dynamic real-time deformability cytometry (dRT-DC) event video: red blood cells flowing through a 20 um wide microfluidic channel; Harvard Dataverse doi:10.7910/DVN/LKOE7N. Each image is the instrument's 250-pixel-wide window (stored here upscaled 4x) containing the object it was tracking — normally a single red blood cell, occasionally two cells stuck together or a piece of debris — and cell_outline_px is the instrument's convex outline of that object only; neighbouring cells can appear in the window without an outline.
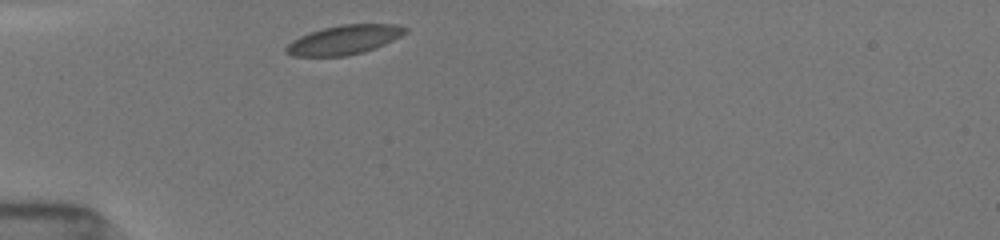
{"species": "common noctule bat (a hibernating species)", "species_latin": "Nyctalus noctula", "temperature_condition": "room temperature", "stored_images_in_passage": 5, "camera_frame_rate_fps": 3000, "um_per_image_px": 0.085, "animal": {"sex": "female", "body_mass_g": 19.5, "forearm_length_mm": 54.1}, "frame": {"image": 1, "passage_image": 1, "time_ms": 0.0, "image_size_px": [1000, 240], "cell_outline_px": [[408, 32], [376, 48], [364, 52], [348, 56], [292, 56], [284, 52], [284, 48], [292, 40], [308, 32], [340, 24], [396, 24], [408, 28]], "centroid_in_image_um": [29.24, 3.38], "position_along_channel_um": 55.8, "area_um2": 20.46}}
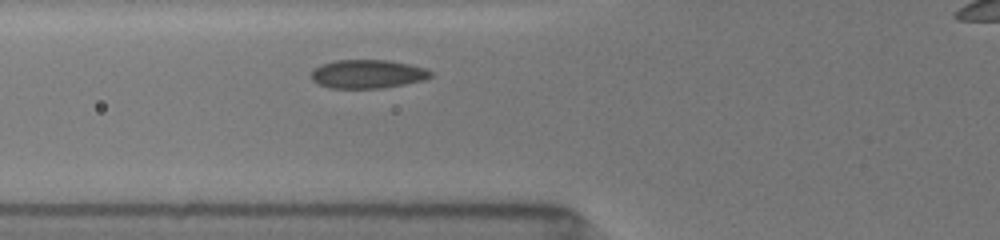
{"frame": {"image": 2, "passage_image": 5, "time_ms": 1.333, "image_size_px": [1000, 240], "cell_outline_px": [[432, 76], [424, 80], [404, 84], [380, 88], [328, 88], [312, 80], [312, 72], [316, 68], [324, 64], [336, 60], [388, 60], [408, 64], [424, 68], [432, 72]], "centroid_in_image_um": [31.26, 6.29], "position_along_channel_um": 94.5, "area_um2": 19.65}}